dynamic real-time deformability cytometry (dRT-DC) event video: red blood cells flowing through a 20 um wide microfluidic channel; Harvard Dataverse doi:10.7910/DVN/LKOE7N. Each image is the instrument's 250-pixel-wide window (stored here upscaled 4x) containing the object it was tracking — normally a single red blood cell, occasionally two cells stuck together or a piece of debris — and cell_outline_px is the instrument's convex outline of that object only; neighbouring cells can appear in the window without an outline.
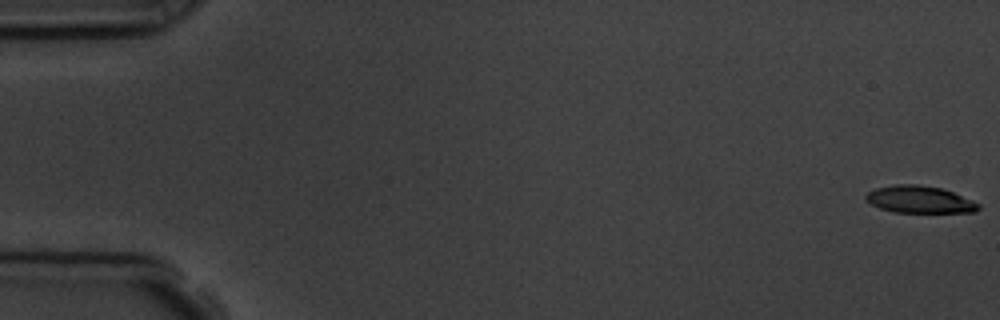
{"species": "common noctule bat (a hibernating species)", "species_latin": "Nyctalus noctula", "temperature_condition": "room temperature", "stored_images_in_passage": 10, "camera_frame_rate_fps": 3000, "um_per_image_px": 0.085, "animal": {"sex": "male", "body_mass_g": 19.5, "forearm_length_mm": 54.6}, "frame": {"image": 1, "passage_image": 1, "time_ms": 0.0, "image_size_px": [1000, 320], "cell_outline_px": [[980, 208], [976, 212], [896, 212], [880, 208], [864, 200], [864, 196], [868, 192], [876, 188], [892, 184], [916, 184], [944, 188], [972, 200], [980, 204]], "centroid_in_image_um": [78.16, 16.94], "position_along_channel_um": 6.8, "area_um2": 17.92}}
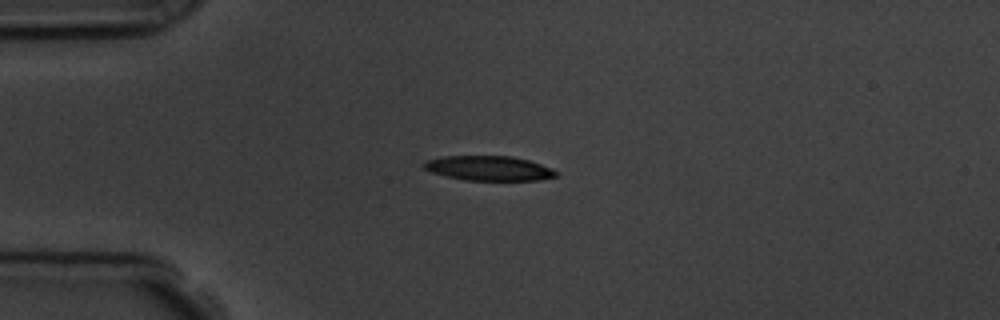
{"frame": {"image": 2, "passage_image": 5, "time_ms": 4.333, "image_size_px": [1000, 320], "cell_outline_px": [[560, 172], [556, 176], [540, 180], [464, 180], [432, 172], [424, 168], [420, 164], [424, 160], [444, 156], [512, 156], [528, 160], [552, 168]], "centroid_in_image_um": [41.55, 14.29], "position_along_channel_um": 43.5, "area_um2": 19.07}}